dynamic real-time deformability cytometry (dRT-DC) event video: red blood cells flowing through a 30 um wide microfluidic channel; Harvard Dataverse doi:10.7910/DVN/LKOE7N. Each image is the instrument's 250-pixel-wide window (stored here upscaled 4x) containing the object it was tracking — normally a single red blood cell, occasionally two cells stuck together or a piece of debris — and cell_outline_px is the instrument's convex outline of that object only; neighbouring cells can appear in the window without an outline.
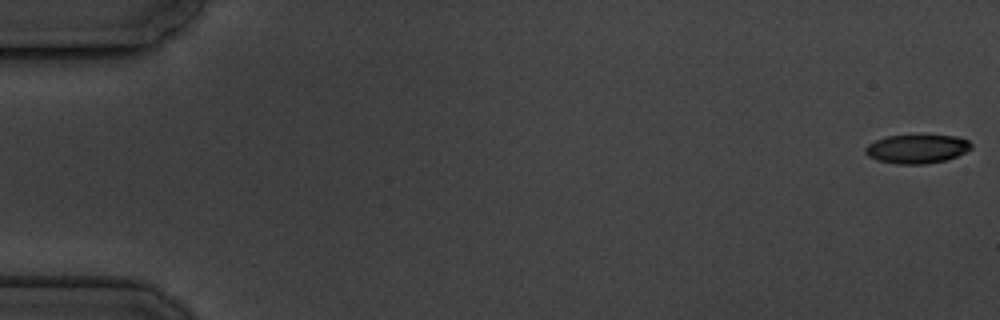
{"species": "common noctule bat (a hibernating species)", "species_latin": "Nyctalus noctula", "temperature_condition": "cold", "stored_images_in_passage": 7, "segment_of_instrument_passage": [1, 2], "camera_frame_rate_fps": 3000, "um_per_image_px": 0.085, "animal": {"sex": "male", "body_mass_g": 19.5, "forearm_length_mm": 54.6}, "frame": {"image": 1, "passage_image": 1, "time_ms": 0.0, "image_size_px": [1000, 320], "cell_outline_px": [[972, 148], [948, 160], [924, 164], [896, 164], [876, 160], [868, 156], [864, 152], [864, 148], [868, 144], [876, 140], [888, 136], [956, 136], [968, 140], [972, 144]], "centroid_in_image_um": [77.92, 12.67], "position_along_channel_um": 7.1, "area_um2": 17.69}}
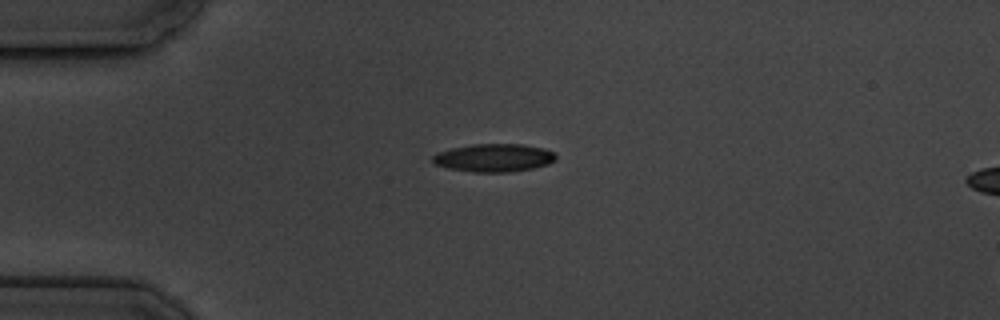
{"frame": {"image": 2, "passage_image": 5, "time_ms": 4.667, "image_size_px": [1000, 320], "cell_outline_px": [[556, 160], [548, 164], [532, 168], [508, 172], [472, 172], [448, 168], [432, 164], [432, 156], [440, 152], [452, 148], [472, 144], [520, 144], [544, 148], [552, 152], [556, 156]], "centroid_in_image_um": [41.96, 13.41], "position_along_channel_um": 43.0, "area_um2": 20.06}}